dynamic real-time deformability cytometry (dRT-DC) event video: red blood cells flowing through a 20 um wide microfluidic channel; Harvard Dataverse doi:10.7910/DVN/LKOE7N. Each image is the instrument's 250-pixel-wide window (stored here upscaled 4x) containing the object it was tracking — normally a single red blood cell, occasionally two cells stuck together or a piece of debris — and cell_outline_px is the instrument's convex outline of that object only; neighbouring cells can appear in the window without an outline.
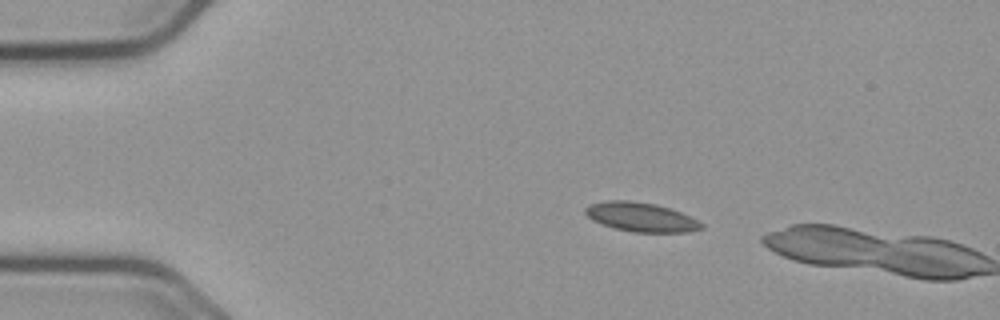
{"species": "common noctule bat (a hibernating species)", "species_latin": "Nyctalus noctula", "temperature_condition": "cold", "stored_images_in_passage": 2, "camera_frame_rate_fps": 3000, "um_per_image_px": 0.085, "animal": {"sex": "male", "body_mass_g": 23.1, "forearm_length_mm": 52.7}, "frame": {"image": 1, "passage_image": 1, "time_ms": 0.0, "image_size_px": [1000, 320], "cell_outline_px": [[704, 228], [688, 232], [632, 232], [600, 224], [592, 220], [584, 212], [584, 208], [588, 204], [604, 200], [628, 200], [656, 204], [680, 212], [704, 224]], "centroid_in_image_um": [54.43, 18.44], "position_along_channel_um": 30.6, "area_um2": 19.77}}